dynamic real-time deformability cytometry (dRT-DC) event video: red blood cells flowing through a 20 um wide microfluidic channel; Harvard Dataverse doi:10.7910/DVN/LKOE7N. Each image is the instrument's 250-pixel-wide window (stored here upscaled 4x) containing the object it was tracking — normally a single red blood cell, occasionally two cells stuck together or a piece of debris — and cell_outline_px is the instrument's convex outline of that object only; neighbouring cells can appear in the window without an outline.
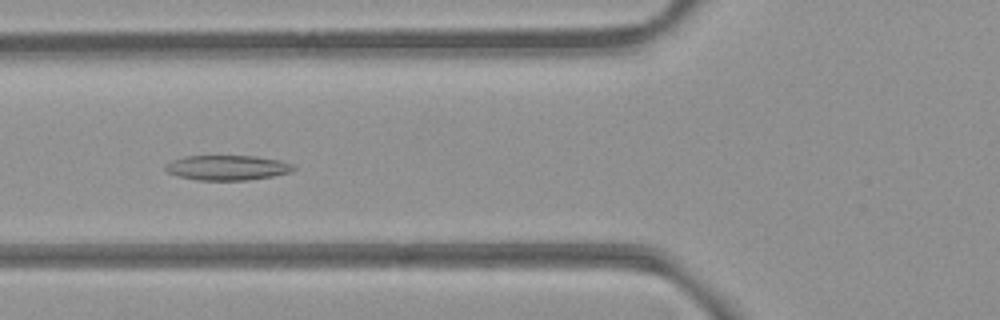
{"species": "common noctule bat (a hibernating species)", "species_latin": "Nyctalus noctula", "temperature_condition": "room temperature", "stored_images_in_passage": 40, "camera_frame_rate_fps": 3000, "um_per_image_px": 0.085, "animal": {"sex": "female", "body_mass_g": 21.9}, "frame": {"image": 1, "passage_image": 7, "time_ms": 2.0, "image_size_px": [1000, 320], "cell_outline_px": [[296, 168], [292, 172], [272, 176], [248, 180], [196, 180], [180, 176], [168, 172], [164, 168], [164, 164], [172, 160], [184, 156], [256, 156], [280, 160], [292, 164]], "centroid_in_image_um": [19.32, 14.25], "position_along_channel_um": 106.5, "area_um2": 18.67}}
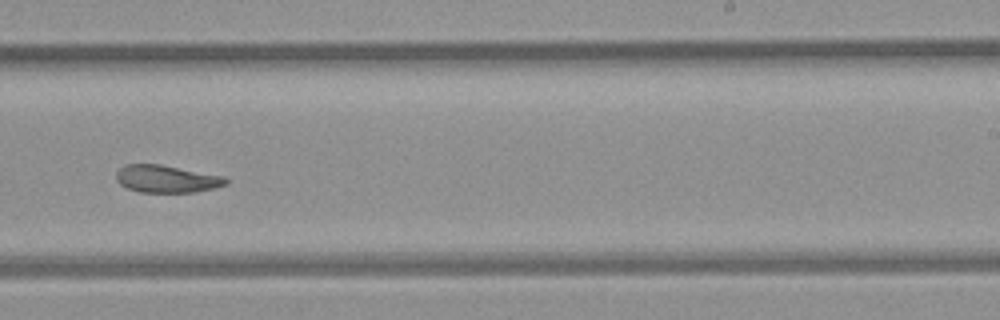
{"frame": {"image": 2, "passage_image": 20, "time_ms": 6.333, "image_size_px": [1000, 320], "cell_outline_px": [[228, 184], [196, 192], [140, 192], [128, 188], [120, 184], [116, 180], [116, 172], [124, 164], [160, 164], [224, 176], [228, 180]], "centroid_in_image_um": [14.15, 15.2], "position_along_channel_um": 274.9, "area_um2": 17.51}}
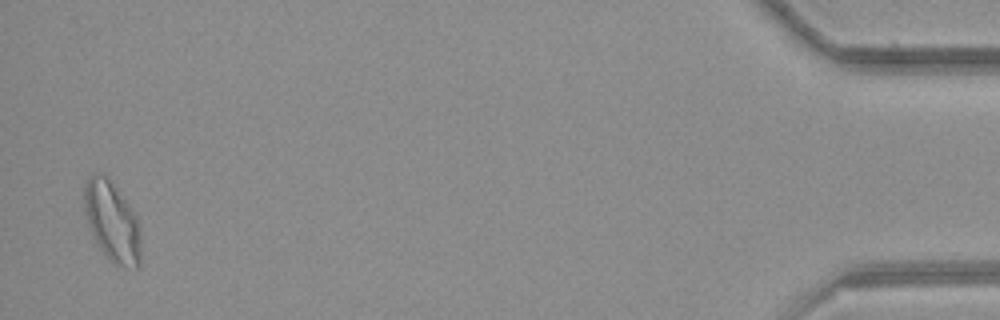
{"frame": {"image": 3, "passage_image": 39, "time_ms": 12.667, "image_size_px": [1000, 320], "cell_outline_px": [[140, 264], [136, 268], [116, 268], [108, 260], [100, 248], [88, 224], [84, 204], [84, 184], [88, 176], [92, 172], [104, 172], [108, 176], [128, 204], [136, 216], [140, 228]], "centroid_in_image_um": [9.53, 18.84], "position_along_channel_um": 425.7, "area_um2": 26.82}, "authors_computed_cell_mechanics": {"area_um2": 18.7561, "velocity_mm_per_s": 3.884, "shape_relaxation_time_tau1_ms": null, "shape_relaxation_time_tau2_ms": 7.6758, "deformation_change_tau1": null, "deformation_change_tau2": 0.1725}}